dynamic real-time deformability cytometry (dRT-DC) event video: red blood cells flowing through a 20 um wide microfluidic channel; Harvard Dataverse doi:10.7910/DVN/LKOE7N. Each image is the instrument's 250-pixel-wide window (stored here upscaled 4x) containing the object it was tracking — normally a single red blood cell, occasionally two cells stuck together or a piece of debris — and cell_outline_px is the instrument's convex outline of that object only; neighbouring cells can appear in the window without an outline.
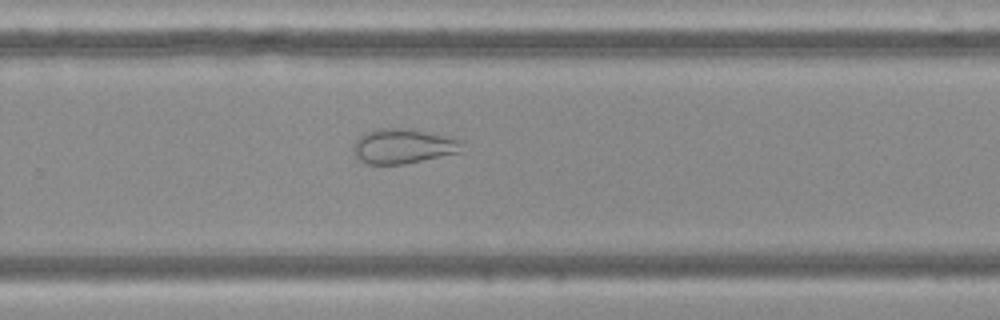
{"species": "Egyptian fruit bat (a non-hibernating species)", "species_latin": "Rousettus aegyptiacus", "temperature_condition": "cold", "stored_images_in_passage": 44, "camera_frame_rate_fps": 3000, "um_per_image_px": 0.085, "frame": {"image": 1, "passage_image": 30, "time_ms": 9.667, "image_size_px": [1000, 320], "cell_outline_px": [[464, 152], [404, 164], [364, 164], [356, 156], [352, 148], [352, 144], [364, 132], [376, 128], [408, 128], [448, 136], [464, 140]], "centroid_in_image_um": [34.31, 12.42], "position_along_channel_um": 295.5, "area_um2": 22.6}}
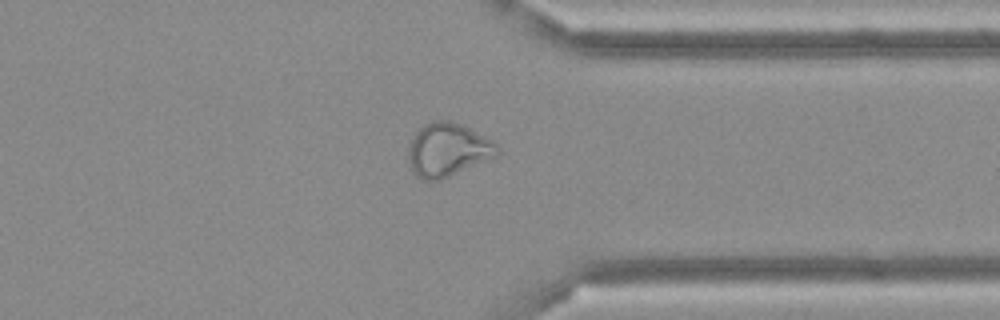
{"frame": {"image": 2, "passage_image": 36, "time_ms": 11.667, "image_size_px": [1000, 320], "cell_outline_px": [[500, 152], [496, 156], [440, 180], [420, 180], [412, 172], [408, 160], [408, 148], [412, 136], [424, 124], [432, 120], [448, 120], [460, 124], [496, 140], [500, 148]], "centroid_in_image_um": [38.06, 12.72], "position_along_channel_um": 373.3, "area_um2": 28.03}}
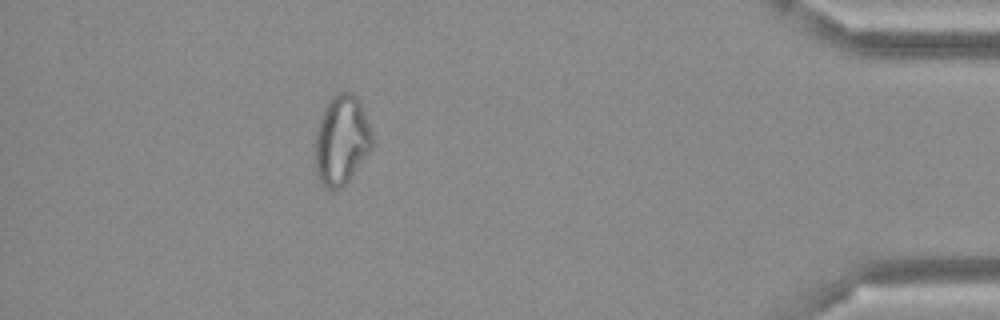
{"frame": {"image": 3, "passage_image": 42, "time_ms": 13.667, "image_size_px": [1000, 320], "cell_outline_px": [[372, 148], [348, 180], [340, 188], [324, 188], [316, 176], [312, 152], [312, 144], [320, 116], [328, 100], [336, 92], [352, 92], [360, 100], [372, 132]], "centroid_in_image_um": [28.97, 11.89], "position_along_channel_um": 406.2, "area_um2": 30.52}}